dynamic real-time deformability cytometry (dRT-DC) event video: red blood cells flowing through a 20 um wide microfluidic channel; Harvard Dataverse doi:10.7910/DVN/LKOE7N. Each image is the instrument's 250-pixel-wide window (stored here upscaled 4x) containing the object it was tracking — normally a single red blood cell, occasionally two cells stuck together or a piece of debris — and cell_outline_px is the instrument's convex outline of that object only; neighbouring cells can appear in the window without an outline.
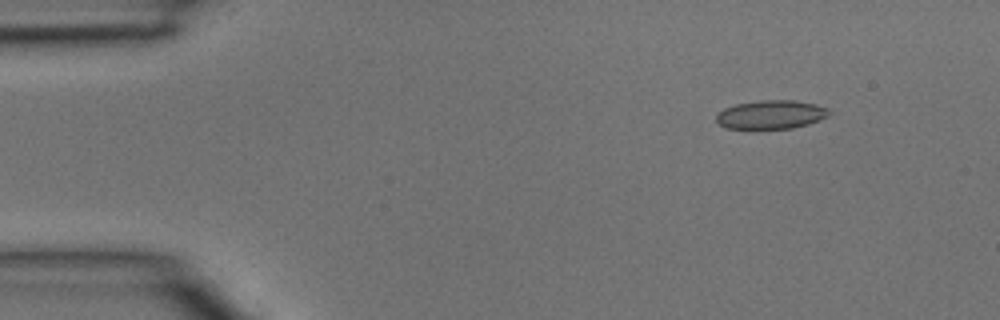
{"species": "common noctule bat (a hibernating species)", "species_latin": "Nyctalus noctula", "temperature_condition": "room temperature", "stored_images_in_passage": 4, "camera_frame_rate_fps": 3000, "um_per_image_px": 0.085, "animal": {"sex": "male", "body_mass_g": 15.6}, "frame": {"image": 1, "passage_image": 1, "time_ms": 0.0, "image_size_px": [1000, 320], "cell_outline_px": [[832, 112], [828, 116], [820, 120], [808, 124], [792, 128], [752, 132], [724, 128], [716, 124], [716, 116], [724, 108], [736, 104], [760, 100], [796, 100], [816, 104], [828, 108]], "centroid_in_image_um": [65.49, 9.79], "position_along_channel_um": 19.5, "area_um2": 19.94}}